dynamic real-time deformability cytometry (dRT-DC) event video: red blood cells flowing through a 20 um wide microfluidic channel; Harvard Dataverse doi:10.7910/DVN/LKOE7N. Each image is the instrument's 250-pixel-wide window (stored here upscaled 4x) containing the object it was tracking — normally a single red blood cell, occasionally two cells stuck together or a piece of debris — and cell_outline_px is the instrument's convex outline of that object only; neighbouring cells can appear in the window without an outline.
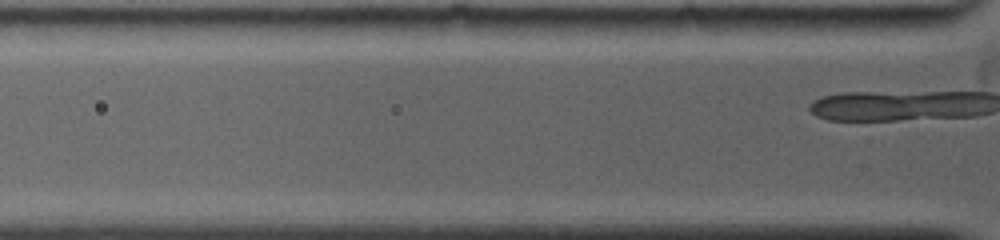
{"species": "common noctule bat (a hibernating species)", "species_latin": "Nyctalus noctula", "temperature_condition": "warm", "stored_images_in_passage": 3, "camera_frame_rate_fps": 5000, "um_per_image_px": 0.085, "animal": {"sex": "female", "body_mass_g": 19.0, "forearm_length_mm": 53.3}, "frame": {"image": 1, "passage_image": 2, "time_ms": 0.2, "image_size_px": [1000, 240], "cell_outline_px": [[696, 24], [672, 36], [588, 36], [580, 20], [680, 16], [696, 16]], "centroid_in_image_um": [54.29, 2.24], "position_along_channel_um": 71.5, "area_um2": 13.81}}